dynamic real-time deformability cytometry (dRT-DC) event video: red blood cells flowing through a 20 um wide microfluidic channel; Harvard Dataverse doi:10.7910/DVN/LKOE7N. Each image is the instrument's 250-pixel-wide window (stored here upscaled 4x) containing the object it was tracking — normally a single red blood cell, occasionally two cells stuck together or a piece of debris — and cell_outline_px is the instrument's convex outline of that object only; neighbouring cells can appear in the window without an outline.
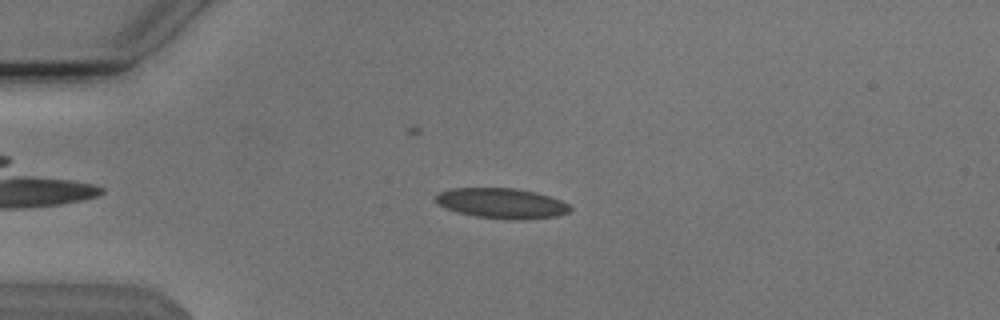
{"species": "Egyptian fruit bat (a non-hibernating species)", "species_latin": "Rousettus aegyptiacus", "temperature_condition": "cold", "stored_images_in_passage": 48, "camera_frame_rate_fps": 3000, "um_per_image_px": 0.085, "animal": {"sex": "male"}, "frame": {"image": 1, "passage_image": 8, "time_ms": 2.333, "image_size_px": [1000, 320], "cell_outline_px": [[572, 208], [568, 212], [556, 216], [524, 220], [508, 220], [476, 216], [456, 212], [444, 208], [436, 204], [436, 196], [440, 192], [452, 188], [516, 188], [536, 192], [560, 200], [568, 204]], "centroid_in_image_um": [42.63, 17.29], "position_along_channel_um": 42.4, "area_um2": 23.81}}
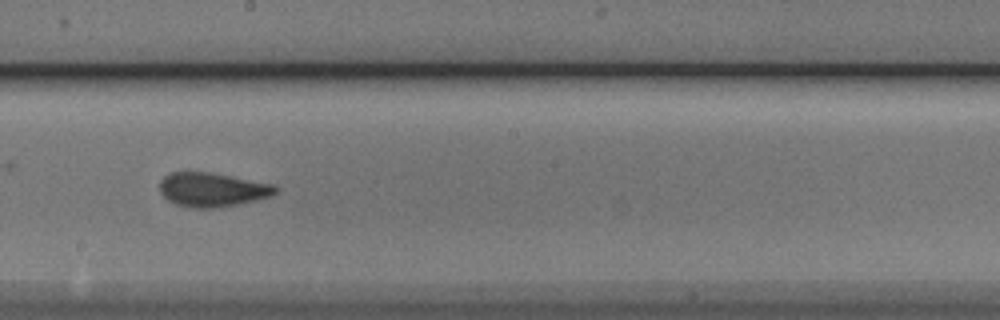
{"frame": {"image": 2, "passage_image": 25, "time_ms": 8.0, "image_size_px": [1000, 320], "cell_outline_px": [[276, 192], [272, 196], [240, 204], [216, 208], [196, 208], [176, 204], [168, 200], [160, 192], [160, 180], [168, 172], [212, 172], [276, 184]], "centroid_in_image_um": [18.06, 16.11], "position_along_channel_um": 230.1, "area_um2": 23.24}}
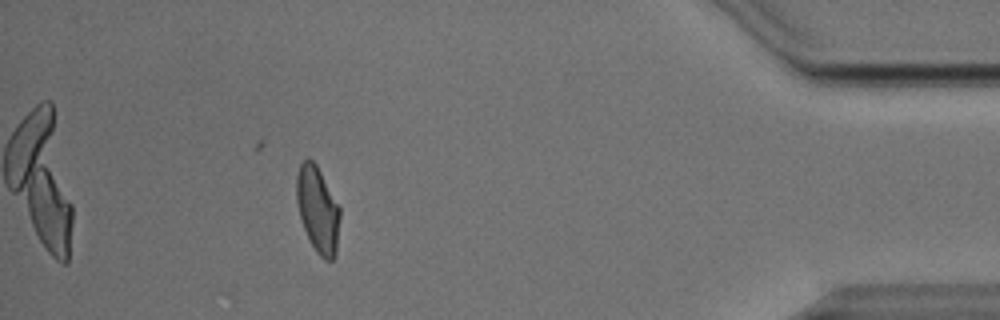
{"frame": {"image": 3, "passage_image": 43, "time_ms": 14.0, "image_size_px": [1000, 320], "cell_outline_px": [[340, 216], [336, 256], [332, 260], [324, 260], [316, 252], [304, 228], [300, 216], [296, 200], [296, 176], [300, 164], [308, 156], [316, 164], [340, 204]], "centroid_in_image_um": [27.03, 17.79], "position_along_channel_um": 408.2, "area_um2": 22.02}, "authors_computed_cell_mechanics": {"area_um2": 22.5709, "velocity_mm_per_s": 3.8086, "shape_relaxation_time_tau1_ms": 4.8528, "shape_relaxation_time_tau2_ms": 1.2362, "deformation_change_tau1": 0.1445, "deformation_change_tau2": 0.0841}}